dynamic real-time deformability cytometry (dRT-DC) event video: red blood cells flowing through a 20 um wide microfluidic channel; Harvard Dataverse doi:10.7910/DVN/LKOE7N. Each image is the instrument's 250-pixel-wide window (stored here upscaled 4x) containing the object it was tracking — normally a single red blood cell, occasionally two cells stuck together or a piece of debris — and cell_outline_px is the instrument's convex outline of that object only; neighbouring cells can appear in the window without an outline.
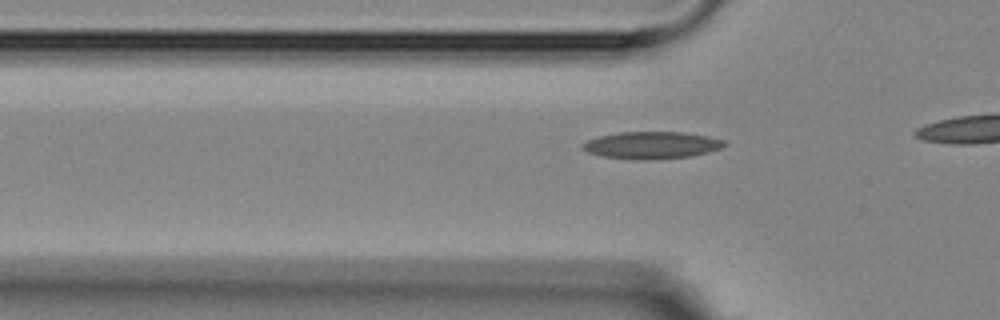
{"species": "Egyptian fruit bat (a non-hibernating species)", "species_latin": "Rousettus aegyptiacus", "temperature_condition": "room temperature", "stored_images_in_passage": 5, "camera_frame_rate_fps": 3000, "um_per_image_px": 0.085, "animal": {"sex": "female"}, "frame": {"image": 1, "passage_image": 5, "time_ms": 6.0, "image_size_px": [1000, 320], "cell_outline_px": [[724, 144], [720, 148], [708, 152], [692, 156], [648, 160], [644, 160], [604, 156], [588, 152], [580, 148], [580, 144], [588, 140], [600, 136], [616, 132], [684, 132], [708, 136], [724, 140]], "centroid_in_image_um": [55.37, 12.33], "position_along_channel_um": 70.4, "area_um2": 22.31}}